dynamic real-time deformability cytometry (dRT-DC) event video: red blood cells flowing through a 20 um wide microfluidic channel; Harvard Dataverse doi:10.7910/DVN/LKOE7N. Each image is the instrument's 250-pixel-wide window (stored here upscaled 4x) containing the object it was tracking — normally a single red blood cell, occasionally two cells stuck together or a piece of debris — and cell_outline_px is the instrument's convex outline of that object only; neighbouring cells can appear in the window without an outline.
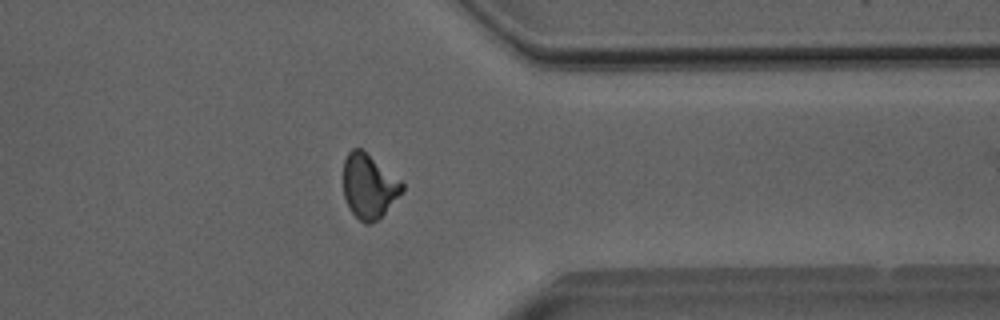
{"species": "Egyptian fruit bat (a non-hibernating species)", "species_latin": "Rousettus aegyptiacus", "temperature_condition": "room temperature", "stored_images_in_passage": 42, "camera_frame_rate_fps": 3000, "um_per_image_px": 0.085, "animal": {"sex": "male"}, "frame": {"image": 1, "passage_image": 41, "time_ms": 13.333, "image_size_px": [1000, 320], "cell_outline_px": [[404, 192], [372, 224], [364, 224], [352, 212], [344, 196], [344, 160], [348, 152], [352, 148], [360, 148], [400, 180], [404, 184]], "centroid_in_image_um": [31.36, 15.83], "position_along_channel_um": 380.0, "area_um2": 21.68}}